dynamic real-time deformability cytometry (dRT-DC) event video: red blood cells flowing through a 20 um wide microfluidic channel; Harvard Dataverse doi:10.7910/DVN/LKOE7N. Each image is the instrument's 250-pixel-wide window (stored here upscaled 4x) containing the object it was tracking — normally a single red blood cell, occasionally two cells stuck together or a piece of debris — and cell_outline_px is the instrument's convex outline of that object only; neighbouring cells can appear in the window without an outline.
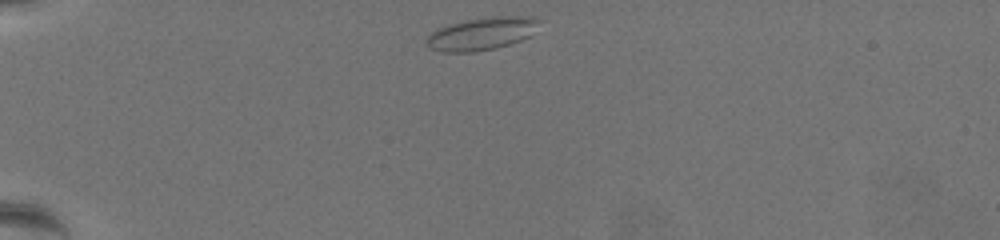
{"species": "common noctule bat (a hibernating species)", "species_latin": "Nyctalus noctula", "temperature_condition": "warm", "stored_images_in_passage": 38, "camera_frame_rate_fps": 3000, "um_per_image_px": 0.085, "animal": {"sex": "female", "body_mass_g": 19.5, "forearm_length_mm": 54.1}, "frame": {"image": 1, "passage_image": 1, "time_ms": 0.0, "image_size_px": [1000, 240], "cell_outline_px": [[544, 20], [528, 36], [520, 40], [496, 48], [472, 52], [440, 52], [428, 48], [428, 36], [436, 28], [448, 24], [464, 20], [492, 16], [536, 16]], "centroid_in_image_um": [40.97, 2.84], "position_along_channel_um": 44.0, "area_um2": 21.68}}
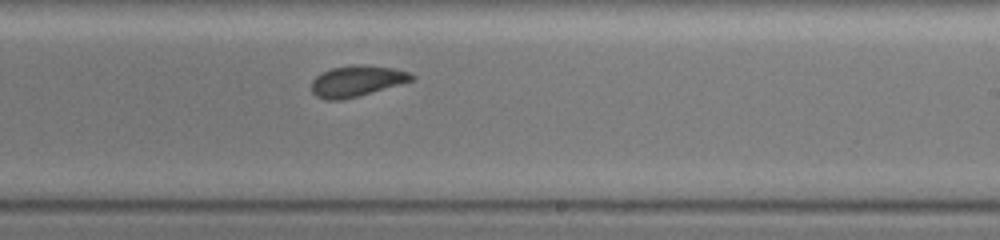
{"frame": {"image": 2, "passage_image": 24, "time_ms": 7.667, "image_size_px": [1000, 240], "cell_outline_px": [[416, 80], [356, 96], [340, 100], [324, 100], [316, 96], [312, 92], [312, 80], [320, 72], [332, 68], [352, 64], [364, 64], [392, 68], [408, 72], [416, 76]], "centroid_in_image_um": [30.32, 6.87], "position_along_channel_um": 258.7, "area_um2": 18.15}}
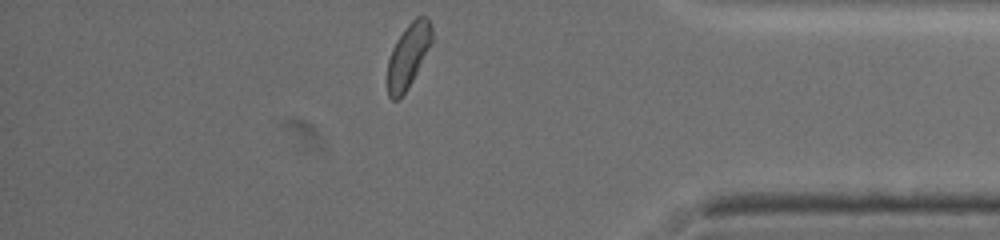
{"frame": {"image": 3, "passage_image": 38, "time_ms": 12.333, "image_size_px": [1000, 240], "cell_outline_px": [[432, 40], [408, 88], [396, 100], [392, 100], [388, 96], [388, 60], [392, 48], [396, 40], [404, 28], [416, 16], [424, 16], [428, 20], [432, 28]], "centroid_in_image_um": [34.67, 4.7], "position_along_channel_um": 400.5, "area_um2": 16.13}, "authors_computed_cell_mechanics": {"area_um2": 18.1492, "velocity_mm_per_s": 3.4707, "shape_relaxation_time_tau1_ms": 4.7163, "shape_relaxation_time_tau2_ms": 1.6809, "deformation_change_tau1": 0.1249, "deformation_change_tau2": 0.0722}}